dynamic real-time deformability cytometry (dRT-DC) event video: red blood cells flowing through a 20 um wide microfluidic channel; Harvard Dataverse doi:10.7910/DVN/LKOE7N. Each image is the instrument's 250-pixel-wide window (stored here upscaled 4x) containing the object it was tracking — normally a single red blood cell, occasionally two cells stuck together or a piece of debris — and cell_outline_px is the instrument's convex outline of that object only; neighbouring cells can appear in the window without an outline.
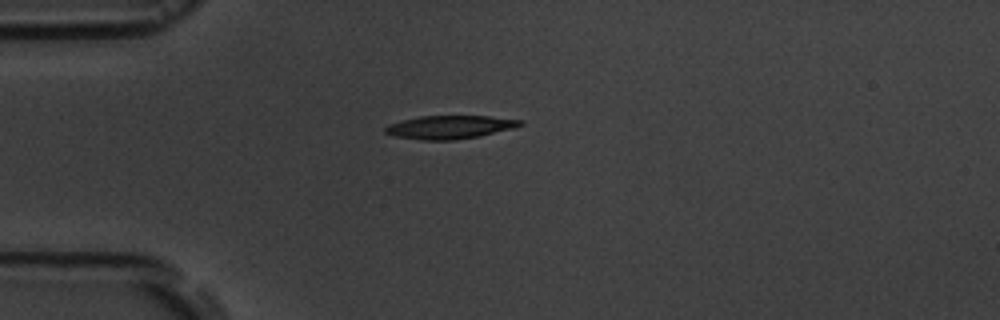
{"species": "common noctule bat (a hibernating species)", "species_latin": "Nyctalus noctula", "temperature_condition": "room temperature", "stored_images_in_passage": 3, "camera_frame_rate_fps": 3000, "um_per_image_px": 0.085, "animal": {"sex": "male", "body_mass_g": 19.5, "forearm_length_mm": 54.6}, "frame": {"image": 1, "passage_image": 1, "time_ms": 0.0, "image_size_px": [1000, 320], "cell_outline_px": [[524, 124], [516, 128], [476, 136], [452, 140], [420, 140], [396, 136], [384, 132], [384, 128], [388, 124], [420, 116], [488, 116], [524, 120]], "centroid_in_image_um": [38.26, 10.8], "position_along_channel_um": 46.7, "area_um2": 18.21}}
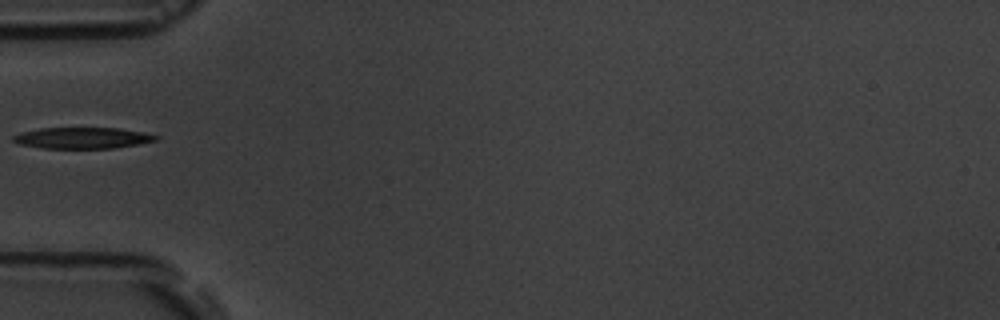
{"frame": {"image": 2, "passage_image": 2, "time_ms": 1.333, "image_size_px": [1000, 320], "cell_outline_px": [[160, 136], [156, 140], [136, 144], [112, 148], [40, 148], [16, 144], [12, 140], [12, 136], [24, 132], [40, 128], [120, 128], [144, 132]], "centroid_in_image_um": [6.97, 11.72], "position_along_channel_um": 78.0, "area_um2": 17.57}}
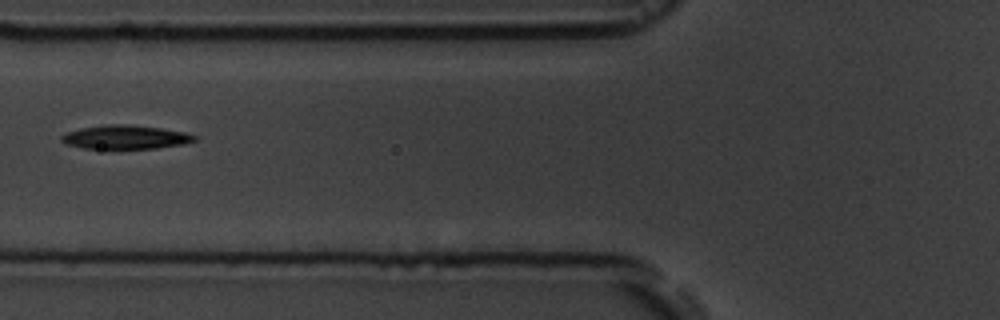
{"frame": {"image": 3, "passage_image": 3, "time_ms": 2.333, "image_size_px": [1000, 320], "cell_outline_px": [[196, 140], [184, 144], [156, 148], [84, 148], [64, 144], [60, 140], [60, 136], [64, 132], [80, 128], [104, 124], [128, 124], [160, 128], [184, 132], [196, 136]], "centroid_in_image_um": [10.59, 11.65], "position_along_channel_um": 115.2, "area_um2": 18.5}}